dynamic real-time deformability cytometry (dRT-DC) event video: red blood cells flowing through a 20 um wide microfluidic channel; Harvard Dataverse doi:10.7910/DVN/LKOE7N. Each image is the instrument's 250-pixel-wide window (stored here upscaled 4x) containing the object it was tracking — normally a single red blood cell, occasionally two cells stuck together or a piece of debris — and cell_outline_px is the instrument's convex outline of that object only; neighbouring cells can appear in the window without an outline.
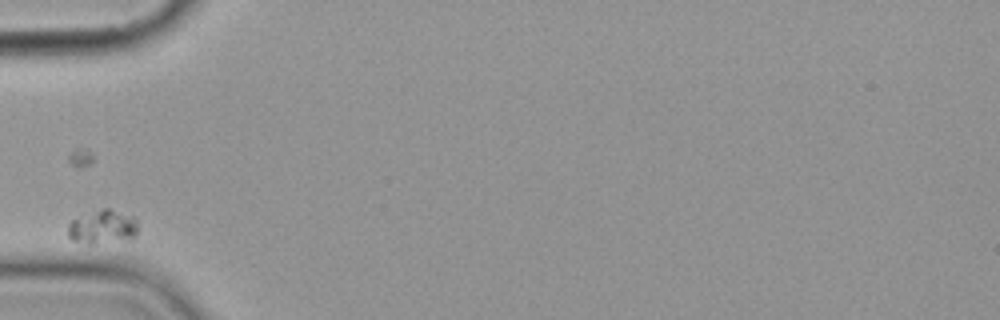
{"species": "common noctule bat (a hibernating species)", "species_latin": "Nyctalus noctula", "temperature_condition": "cold", "stored_images_in_passage": 3, "camera_frame_rate_fps": 3000, "um_per_image_px": 0.085, "animal": {"sex": "female", "body_mass_g": 19.9}, "frame": {"image": 1, "passage_image": 1, "time_ms": 0.0, "image_size_px": [1000, 320], "cell_outline_px": [[136, 236], [96, 244], [88, 244], [72, 240], [68, 236], [68, 224], [72, 220], [104, 208], [108, 208], [136, 216]], "centroid_in_image_um": [8.72, 19.29], "position_along_channel_um": 76.3, "area_um2": 13.53}}
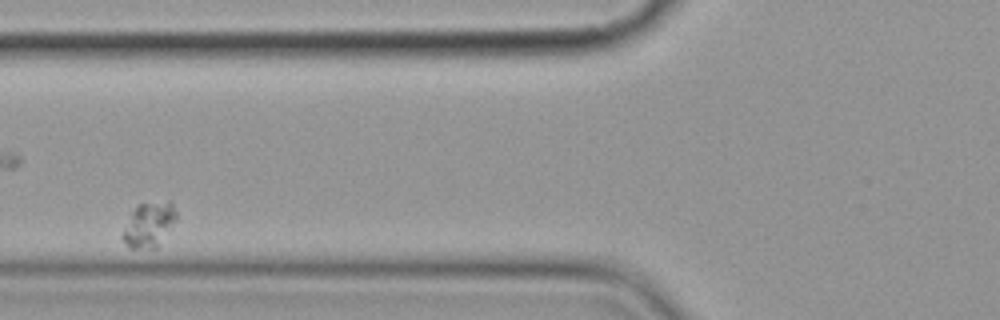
{"frame": {"image": 2, "passage_image": 2, "time_ms": 1.333, "image_size_px": [1000, 320], "cell_outline_px": [[176, 220], [156, 248], [128, 248], [120, 236], [136, 204], [168, 200], [172, 200], [176, 208]], "centroid_in_image_um": [12.67, 19.06], "position_along_channel_um": 113.1, "area_um2": 14.16}}